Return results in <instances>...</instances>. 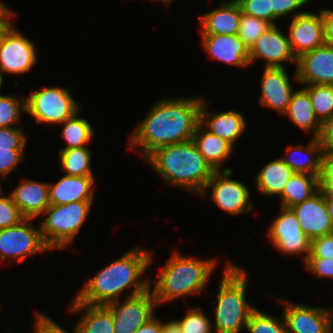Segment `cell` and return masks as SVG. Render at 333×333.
Listing matches in <instances>:
<instances>
[{
	"instance_id": "603a6c76",
	"label": "cell",
	"mask_w": 333,
	"mask_h": 333,
	"mask_svg": "<svg viewBox=\"0 0 333 333\" xmlns=\"http://www.w3.org/2000/svg\"><path fill=\"white\" fill-rule=\"evenodd\" d=\"M94 176L64 175L56 183H49V202L63 205L76 201H94Z\"/></svg>"
},
{
	"instance_id": "f1b7e54d",
	"label": "cell",
	"mask_w": 333,
	"mask_h": 333,
	"mask_svg": "<svg viewBox=\"0 0 333 333\" xmlns=\"http://www.w3.org/2000/svg\"><path fill=\"white\" fill-rule=\"evenodd\" d=\"M319 190V177L306 173H294L279 196L280 206L291 208L311 198Z\"/></svg>"
},
{
	"instance_id": "60d3db41",
	"label": "cell",
	"mask_w": 333,
	"mask_h": 333,
	"mask_svg": "<svg viewBox=\"0 0 333 333\" xmlns=\"http://www.w3.org/2000/svg\"><path fill=\"white\" fill-rule=\"evenodd\" d=\"M19 127L0 128V149H25L27 136Z\"/></svg>"
},
{
	"instance_id": "8d00e7d4",
	"label": "cell",
	"mask_w": 333,
	"mask_h": 333,
	"mask_svg": "<svg viewBox=\"0 0 333 333\" xmlns=\"http://www.w3.org/2000/svg\"><path fill=\"white\" fill-rule=\"evenodd\" d=\"M3 194L2 189L0 191V229L18 225L25 219L10 194L6 196Z\"/></svg>"
},
{
	"instance_id": "7c38bea8",
	"label": "cell",
	"mask_w": 333,
	"mask_h": 333,
	"mask_svg": "<svg viewBox=\"0 0 333 333\" xmlns=\"http://www.w3.org/2000/svg\"><path fill=\"white\" fill-rule=\"evenodd\" d=\"M34 43L12 24L0 40V73L25 74L37 62Z\"/></svg>"
},
{
	"instance_id": "7dc6e473",
	"label": "cell",
	"mask_w": 333,
	"mask_h": 333,
	"mask_svg": "<svg viewBox=\"0 0 333 333\" xmlns=\"http://www.w3.org/2000/svg\"><path fill=\"white\" fill-rule=\"evenodd\" d=\"M318 139L326 148H333V114L321 123Z\"/></svg>"
},
{
	"instance_id": "7bdbcfd3",
	"label": "cell",
	"mask_w": 333,
	"mask_h": 333,
	"mask_svg": "<svg viewBox=\"0 0 333 333\" xmlns=\"http://www.w3.org/2000/svg\"><path fill=\"white\" fill-rule=\"evenodd\" d=\"M307 258H333V233L311 240L310 254Z\"/></svg>"
},
{
	"instance_id": "681fc988",
	"label": "cell",
	"mask_w": 333,
	"mask_h": 333,
	"mask_svg": "<svg viewBox=\"0 0 333 333\" xmlns=\"http://www.w3.org/2000/svg\"><path fill=\"white\" fill-rule=\"evenodd\" d=\"M135 333H163V321L154 316L142 325Z\"/></svg>"
},
{
	"instance_id": "8992f818",
	"label": "cell",
	"mask_w": 333,
	"mask_h": 333,
	"mask_svg": "<svg viewBox=\"0 0 333 333\" xmlns=\"http://www.w3.org/2000/svg\"><path fill=\"white\" fill-rule=\"evenodd\" d=\"M94 201L52 205L41 215V236L51 250H66L73 243L90 213Z\"/></svg>"
},
{
	"instance_id": "11a10c76",
	"label": "cell",
	"mask_w": 333,
	"mask_h": 333,
	"mask_svg": "<svg viewBox=\"0 0 333 333\" xmlns=\"http://www.w3.org/2000/svg\"><path fill=\"white\" fill-rule=\"evenodd\" d=\"M1 182H2V179H0V191L2 190Z\"/></svg>"
},
{
	"instance_id": "6da1fadb",
	"label": "cell",
	"mask_w": 333,
	"mask_h": 333,
	"mask_svg": "<svg viewBox=\"0 0 333 333\" xmlns=\"http://www.w3.org/2000/svg\"><path fill=\"white\" fill-rule=\"evenodd\" d=\"M203 97L161 99L130 134L128 149L144 160L154 150L191 140L200 123Z\"/></svg>"
},
{
	"instance_id": "d6a6232c",
	"label": "cell",
	"mask_w": 333,
	"mask_h": 333,
	"mask_svg": "<svg viewBox=\"0 0 333 333\" xmlns=\"http://www.w3.org/2000/svg\"><path fill=\"white\" fill-rule=\"evenodd\" d=\"M281 318L255 308L249 316L246 330L248 333H287L283 314Z\"/></svg>"
},
{
	"instance_id": "2e32d148",
	"label": "cell",
	"mask_w": 333,
	"mask_h": 333,
	"mask_svg": "<svg viewBox=\"0 0 333 333\" xmlns=\"http://www.w3.org/2000/svg\"><path fill=\"white\" fill-rule=\"evenodd\" d=\"M289 41L296 58L324 45L322 9L318 13L305 11L292 17L289 24Z\"/></svg>"
},
{
	"instance_id": "f5cc1de1",
	"label": "cell",
	"mask_w": 333,
	"mask_h": 333,
	"mask_svg": "<svg viewBox=\"0 0 333 333\" xmlns=\"http://www.w3.org/2000/svg\"><path fill=\"white\" fill-rule=\"evenodd\" d=\"M3 84H4V77H3V75L0 73V90H1L2 87H3ZM0 95H1V92H0Z\"/></svg>"
},
{
	"instance_id": "cb8c5ba5",
	"label": "cell",
	"mask_w": 333,
	"mask_h": 333,
	"mask_svg": "<svg viewBox=\"0 0 333 333\" xmlns=\"http://www.w3.org/2000/svg\"><path fill=\"white\" fill-rule=\"evenodd\" d=\"M323 150V143L318 138L311 137L306 146L298 144L289 148L287 147L286 153L281 159L295 173H306L319 177Z\"/></svg>"
},
{
	"instance_id": "ab89813d",
	"label": "cell",
	"mask_w": 333,
	"mask_h": 333,
	"mask_svg": "<svg viewBox=\"0 0 333 333\" xmlns=\"http://www.w3.org/2000/svg\"><path fill=\"white\" fill-rule=\"evenodd\" d=\"M244 14L261 18L272 24L271 0H237Z\"/></svg>"
},
{
	"instance_id": "4dcf8cb0",
	"label": "cell",
	"mask_w": 333,
	"mask_h": 333,
	"mask_svg": "<svg viewBox=\"0 0 333 333\" xmlns=\"http://www.w3.org/2000/svg\"><path fill=\"white\" fill-rule=\"evenodd\" d=\"M80 110L68 120L60 124L64 127L61 130L60 137L65 142V147L60 149H72L87 146L93 139L94 130L86 118L78 117Z\"/></svg>"
},
{
	"instance_id": "277c9868",
	"label": "cell",
	"mask_w": 333,
	"mask_h": 333,
	"mask_svg": "<svg viewBox=\"0 0 333 333\" xmlns=\"http://www.w3.org/2000/svg\"><path fill=\"white\" fill-rule=\"evenodd\" d=\"M217 263L215 258L186 257L175 249L157 274L153 289L150 286L157 305L202 293Z\"/></svg>"
},
{
	"instance_id": "30bf717a",
	"label": "cell",
	"mask_w": 333,
	"mask_h": 333,
	"mask_svg": "<svg viewBox=\"0 0 333 333\" xmlns=\"http://www.w3.org/2000/svg\"><path fill=\"white\" fill-rule=\"evenodd\" d=\"M280 208V213L266 230L267 238L283 255L303 256L305 262L310 254L311 239L302 231L293 210L282 206Z\"/></svg>"
},
{
	"instance_id": "836d02e7",
	"label": "cell",
	"mask_w": 333,
	"mask_h": 333,
	"mask_svg": "<svg viewBox=\"0 0 333 333\" xmlns=\"http://www.w3.org/2000/svg\"><path fill=\"white\" fill-rule=\"evenodd\" d=\"M26 113V98H17L13 94L0 95V128L15 127Z\"/></svg>"
},
{
	"instance_id": "7a4b0ae2",
	"label": "cell",
	"mask_w": 333,
	"mask_h": 333,
	"mask_svg": "<svg viewBox=\"0 0 333 333\" xmlns=\"http://www.w3.org/2000/svg\"><path fill=\"white\" fill-rule=\"evenodd\" d=\"M152 259L153 250L137 246L86 280L85 286L73 298L79 303L107 306L120 300L125 290L129 292L127 297L142 294L152 284L151 277L141 279Z\"/></svg>"
},
{
	"instance_id": "ee69618b",
	"label": "cell",
	"mask_w": 333,
	"mask_h": 333,
	"mask_svg": "<svg viewBox=\"0 0 333 333\" xmlns=\"http://www.w3.org/2000/svg\"><path fill=\"white\" fill-rule=\"evenodd\" d=\"M34 333H68L67 330L59 326L52 318L42 312H36L35 319L33 321ZM73 333H79L75 324L73 327Z\"/></svg>"
},
{
	"instance_id": "484cf974",
	"label": "cell",
	"mask_w": 333,
	"mask_h": 333,
	"mask_svg": "<svg viewBox=\"0 0 333 333\" xmlns=\"http://www.w3.org/2000/svg\"><path fill=\"white\" fill-rule=\"evenodd\" d=\"M192 141L215 171L232 170V168L221 169L224 161L234 151V147L229 142L212 134L201 123L197 125Z\"/></svg>"
},
{
	"instance_id": "8fae6325",
	"label": "cell",
	"mask_w": 333,
	"mask_h": 333,
	"mask_svg": "<svg viewBox=\"0 0 333 333\" xmlns=\"http://www.w3.org/2000/svg\"><path fill=\"white\" fill-rule=\"evenodd\" d=\"M113 313L115 333H135L142 325L155 316L158 307L153 291L126 297L107 305Z\"/></svg>"
},
{
	"instance_id": "ba28073f",
	"label": "cell",
	"mask_w": 333,
	"mask_h": 333,
	"mask_svg": "<svg viewBox=\"0 0 333 333\" xmlns=\"http://www.w3.org/2000/svg\"><path fill=\"white\" fill-rule=\"evenodd\" d=\"M33 219H24L18 225L0 229V262L16 260L23 263L26 257L51 251L45 244L40 226L32 225Z\"/></svg>"
},
{
	"instance_id": "3957f363",
	"label": "cell",
	"mask_w": 333,
	"mask_h": 333,
	"mask_svg": "<svg viewBox=\"0 0 333 333\" xmlns=\"http://www.w3.org/2000/svg\"><path fill=\"white\" fill-rule=\"evenodd\" d=\"M144 161L166 184L178 186L199 196L215 172L192 139L160 147Z\"/></svg>"
},
{
	"instance_id": "d4e9b609",
	"label": "cell",
	"mask_w": 333,
	"mask_h": 333,
	"mask_svg": "<svg viewBox=\"0 0 333 333\" xmlns=\"http://www.w3.org/2000/svg\"><path fill=\"white\" fill-rule=\"evenodd\" d=\"M68 309L82 315L76 322L79 333H115L113 313L106 305H90L71 300Z\"/></svg>"
},
{
	"instance_id": "9f6ffc18",
	"label": "cell",
	"mask_w": 333,
	"mask_h": 333,
	"mask_svg": "<svg viewBox=\"0 0 333 333\" xmlns=\"http://www.w3.org/2000/svg\"><path fill=\"white\" fill-rule=\"evenodd\" d=\"M327 333H333V328L330 331H328Z\"/></svg>"
},
{
	"instance_id": "f907efd6",
	"label": "cell",
	"mask_w": 333,
	"mask_h": 333,
	"mask_svg": "<svg viewBox=\"0 0 333 333\" xmlns=\"http://www.w3.org/2000/svg\"><path fill=\"white\" fill-rule=\"evenodd\" d=\"M163 333H182V330L175 320H171L163 322Z\"/></svg>"
},
{
	"instance_id": "bcb514c9",
	"label": "cell",
	"mask_w": 333,
	"mask_h": 333,
	"mask_svg": "<svg viewBox=\"0 0 333 333\" xmlns=\"http://www.w3.org/2000/svg\"><path fill=\"white\" fill-rule=\"evenodd\" d=\"M324 44L333 47V10L322 8Z\"/></svg>"
},
{
	"instance_id": "5bb4252c",
	"label": "cell",
	"mask_w": 333,
	"mask_h": 333,
	"mask_svg": "<svg viewBox=\"0 0 333 333\" xmlns=\"http://www.w3.org/2000/svg\"><path fill=\"white\" fill-rule=\"evenodd\" d=\"M259 59L265 60V68H285L287 62L297 65L289 37L278 25H271L249 48L250 65Z\"/></svg>"
},
{
	"instance_id": "c3c4849f",
	"label": "cell",
	"mask_w": 333,
	"mask_h": 333,
	"mask_svg": "<svg viewBox=\"0 0 333 333\" xmlns=\"http://www.w3.org/2000/svg\"><path fill=\"white\" fill-rule=\"evenodd\" d=\"M15 11L6 6L3 2L0 3V40L3 38L4 33L11 27L13 22L11 18H14Z\"/></svg>"
},
{
	"instance_id": "5b68a950",
	"label": "cell",
	"mask_w": 333,
	"mask_h": 333,
	"mask_svg": "<svg viewBox=\"0 0 333 333\" xmlns=\"http://www.w3.org/2000/svg\"><path fill=\"white\" fill-rule=\"evenodd\" d=\"M248 273L239 265L226 262L214 307V333H241L256 308L246 298Z\"/></svg>"
},
{
	"instance_id": "816d5d0a",
	"label": "cell",
	"mask_w": 333,
	"mask_h": 333,
	"mask_svg": "<svg viewBox=\"0 0 333 333\" xmlns=\"http://www.w3.org/2000/svg\"><path fill=\"white\" fill-rule=\"evenodd\" d=\"M326 205L328 208V213L333 224V197H326Z\"/></svg>"
},
{
	"instance_id": "1f68e13d",
	"label": "cell",
	"mask_w": 333,
	"mask_h": 333,
	"mask_svg": "<svg viewBox=\"0 0 333 333\" xmlns=\"http://www.w3.org/2000/svg\"><path fill=\"white\" fill-rule=\"evenodd\" d=\"M309 92L316 118L323 123L333 114V85H304Z\"/></svg>"
},
{
	"instance_id": "83f0119b",
	"label": "cell",
	"mask_w": 333,
	"mask_h": 333,
	"mask_svg": "<svg viewBox=\"0 0 333 333\" xmlns=\"http://www.w3.org/2000/svg\"><path fill=\"white\" fill-rule=\"evenodd\" d=\"M295 172L280 158L268 162L255 177L257 191L265 197L280 196Z\"/></svg>"
},
{
	"instance_id": "ac0fdd59",
	"label": "cell",
	"mask_w": 333,
	"mask_h": 333,
	"mask_svg": "<svg viewBox=\"0 0 333 333\" xmlns=\"http://www.w3.org/2000/svg\"><path fill=\"white\" fill-rule=\"evenodd\" d=\"M302 231L312 240L333 233L326 197L319 190L311 198L291 207Z\"/></svg>"
},
{
	"instance_id": "7402d4cb",
	"label": "cell",
	"mask_w": 333,
	"mask_h": 333,
	"mask_svg": "<svg viewBox=\"0 0 333 333\" xmlns=\"http://www.w3.org/2000/svg\"><path fill=\"white\" fill-rule=\"evenodd\" d=\"M9 194L26 219L41 216L50 206L49 183L46 182L26 178Z\"/></svg>"
},
{
	"instance_id": "74e56055",
	"label": "cell",
	"mask_w": 333,
	"mask_h": 333,
	"mask_svg": "<svg viewBox=\"0 0 333 333\" xmlns=\"http://www.w3.org/2000/svg\"><path fill=\"white\" fill-rule=\"evenodd\" d=\"M319 189L325 197H333V148L324 147L321 157Z\"/></svg>"
},
{
	"instance_id": "e0dca14e",
	"label": "cell",
	"mask_w": 333,
	"mask_h": 333,
	"mask_svg": "<svg viewBox=\"0 0 333 333\" xmlns=\"http://www.w3.org/2000/svg\"><path fill=\"white\" fill-rule=\"evenodd\" d=\"M290 80L285 68L264 67L260 81L259 104L283 116L295 91Z\"/></svg>"
},
{
	"instance_id": "9c48e42d",
	"label": "cell",
	"mask_w": 333,
	"mask_h": 333,
	"mask_svg": "<svg viewBox=\"0 0 333 333\" xmlns=\"http://www.w3.org/2000/svg\"><path fill=\"white\" fill-rule=\"evenodd\" d=\"M232 174L233 169L215 171L200 196L205 197L206 190H210V199L226 213L232 216L250 213L254 209L251 192L245 183L231 179Z\"/></svg>"
},
{
	"instance_id": "f6af8a7d",
	"label": "cell",
	"mask_w": 333,
	"mask_h": 333,
	"mask_svg": "<svg viewBox=\"0 0 333 333\" xmlns=\"http://www.w3.org/2000/svg\"><path fill=\"white\" fill-rule=\"evenodd\" d=\"M304 264L307 272L313 273L317 278L333 279V258H307Z\"/></svg>"
},
{
	"instance_id": "db71d44e",
	"label": "cell",
	"mask_w": 333,
	"mask_h": 333,
	"mask_svg": "<svg viewBox=\"0 0 333 333\" xmlns=\"http://www.w3.org/2000/svg\"><path fill=\"white\" fill-rule=\"evenodd\" d=\"M173 1H174V0H163V4H164L165 6H167V7H169L170 4L173 3Z\"/></svg>"
},
{
	"instance_id": "d590c367",
	"label": "cell",
	"mask_w": 333,
	"mask_h": 333,
	"mask_svg": "<svg viewBox=\"0 0 333 333\" xmlns=\"http://www.w3.org/2000/svg\"><path fill=\"white\" fill-rule=\"evenodd\" d=\"M271 25L264 19L242 13L238 35L249 49Z\"/></svg>"
},
{
	"instance_id": "f35d334b",
	"label": "cell",
	"mask_w": 333,
	"mask_h": 333,
	"mask_svg": "<svg viewBox=\"0 0 333 333\" xmlns=\"http://www.w3.org/2000/svg\"><path fill=\"white\" fill-rule=\"evenodd\" d=\"M310 0H271L272 4V25H276L275 22L280 17L293 14L295 17L305 11L299 10L304 5L308 4ZM297 10V11H296Z\"/></svg>"
},
{
	"instance_id": "b9f144b4",
	"label": "cell",
	"mask_w": 333,
	"mask_h": 333,
	"mask_svg": "<svg viewBox=\"0 0 333 333\" xmlns=\"http://www.w3.org/2000/svg\"><path fill=\"white\" fill-rule=\"evenodd\" d=\"M25 149H0V179L7 177L23 161Z\"/></svg>"
},
{
	"instance_id": "f546056e",
	"label": "cell",
	"mask_w": 333,
	"mask_h": 333,
	"mask_svg": "<svg viewBox=\"0 0 333 333\" xmlns=\"http://www.w3.org/2000/svg\"><path fill=\"white\" fill-rule=\"evenodd\" d=\"M60 172L68 176H94L91 169L92 151L88 146L58 150Z\"/></svg>"
},
{
	"instance_id": "d6986e66",
	"label": "cell",
	"mask_w": 333,
	"mask_h": 333,
	"mask_svg": "<svg viewBox=\"0 0 333 333\" xmlns=\"http://www.w3.org/2000/svg\"><path fill=\"white\" fill-rule=\"evenodd\" d=\"M201 41L203 49L213 60L242 68L250 65L249 49L238 34L201 35Z\"/></svg>"
},
{
	"instance_id": "4fadbf2b",
	"label": "cell",
	"mask_w": 333,
	"mask_h": 333,
	"mask_svg": "<svg viewBox=\"0 0 333 333\" xmlns=\"http://www.w3.org/2000/svg\"><path fill=\"white\" fill-rule=\"evenodd\" d=\"M282 305L287 333H327L333 328L331 308L314 307L276 298ZM281 299V300H280Z\"/></svg>"
},
{
	"instance_id": "44dd1931",
	"label": "cell",
	"mask_w": 333,
	"mask_h": 333,
	"mask_svg": "<svg viewBox=\"0 0 333 333\" xmlns=\"http://www.w3.org/2000/svg\"><path fill=\"white\" fill-rule=\"evenodd\" d=\"M242 8L237 0H221L218 8L200 15L201 35L238 34Z\"/></svg>"
},
{
	"instance_id": "e575fe53",
	"label": "cell",
	"mask_w": 333,
	"mask_h": 333,
	"mask_svg": "<svg viewBox=\"0 0 333 333\" xmlns=\"http://www.w3.org/2000/svg\"><path fill=\"white\" fill-rule=\"evenodd\" d=\"M184 317L175 319L179 324L182 333H214L212 320L199 306L187 308Z\"/></svg>"
},
{
	"instance_id": "ffe728a7",
	"label": "cell",
	"mask_w": 333,
	"mask_h": 333,
	"mask_svg": "<svg viewBox=\"0 0 333 333\" xmlns=\"http://www.w3.org/2000/svg\"><path fill=\"white\" fill-rule=\"evenodd\" d=\"M208 103L203 98L200 108V123L212 134L229 142L234 148L235 141L243 135L246 129V120L239 111L210 113Z\"/></svg>"
},
{
	"instance_id": "9a60e30c",
	"label": "cell",
	"mask_w": 333,
	"mask_h": 333,
	"mask_svg": "<svg viewBox=\"0 0 333 333\" xmlns=\"http://www.w3.org/2000/svg\"><path fill=\"white\" fill-rule=\"evenodd\" d=\"M293 80L305 85H333V47L323 45L297 58Z\"/></svg>"
},
{
	"instance_id": "4316f807",
	"label": "cell",
	"mask_w": 333,
	"mask_h": 333,
	"mask_svg": "<svg viewBox=\"0 0 333 333\" xmlns=\"http://www.w3.org/2000/svg\"><path fill=\"white\" fill-rule=\"evenodd\" d=\"M286 115L305 134L310 133L313 138L319 137L321 123L315 116L309 92L303 86L293 92L283 117Z\"/></svg>"
},
{
	"instance_id": "52a82bcc",
	"label": "cell",
	"mask_w": 333,
	"mask_h": 333,
	"mask_svg": "<svg viewBox=\"0 0 333 333\" xmlns=\"http://www.w3.org/2000/svg\"><path fill=\"white\" fill-rule=\"evenodd\" d=\"M81 105L62 87H41L30 92L26 98V114L36 124L58 125L81 110Z\"/></svg>"
}]
</instances>
